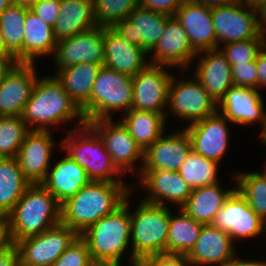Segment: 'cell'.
<instances>
[{"mask_svg":"<svg viewBox=\"0 0 266 266\" xmlns=\"http://www.w3.org/2000/svg\"><path fill=\"white\" fill-rule=\"evenodd\" d=\"M22 119L29 130L49 131L54 126L75 122L78 127L86 124L82 110L68 96L63 85L53 76L37 78ZM50 127V128H49Z\"/></svg>","mask_w":266,"mask_h":266,"instance_id":"obj_1","label":"cell"},{"mask_svg":"<svg viewBox=\"0 0 266 266\" xmlns=\"http://www.w3.org/2000/svg\"><path fill=\"white\" fill-rule=\"evenodd\" d=\"M132 189L127 183L91 181L61 204V223L81 235L120 207Z\"/></svg>","mask_w":266,"mask_h":266,"instance_id":"obj_2","label":"cell"},{"mask_svg":"<svg viewBox=\"0 0 266 266\" xmlns=\"http://www.w3.org/2000/svg\"><path fill=\"white\" fill-rule=\"evenodd\" d=\"M111 214L102 217L80 236L86 241L92 261L113 262L121 264L122 256L129 253V266H139L140 262L133 256L131 247L130 196Z\"/></svg>","mask_w":266,"mask_h":266,"instance_id":"obj_3","label":"cell"},{"mask_svg":"<svg viewBox=\"0 0 266 266\" xmlns=\"http://www.w3.org/2000/svg\"><path fill=\"white\" fill-rule=\"evenodd\" d=\"M12 245L61 223V204L42 185L31 184L6 217Z\"/></svg>","mask_w":266,"mask_h":266,"instance_id":"obj_4","label":"cell"},{"mask_svg":"<svg viewBox=\"0 0 266 266\" xmlns=\"http://www.w3.org/2000/svg\"><path fill=\"white\" fill-rule=\"evenodd\" d=\"M67 131L58 143L67 155L85 169L91 181L126 183L124 175L113 164L109 153L98 134L86 123Z\"/></svg>","mask_w":266,"mask_h":266,"instance_id":"obj_5","label":"cell"},{"mask_svg":"<svg viewBox=\"0 0 266 266\" xmlns=\"http://www.w3.org/2000/svg\"><path fill=\"white\" fill-rule=\"evenodd\" d=\"M171 208L143 200L130 211L131 249L141 263L146 257L166 252Z\"/></svg>","mask_w":266,"mask_h":266,"instance_id":"obj_6","label":"cell"},{"mask_svg":"<svg viewBox=\"0 0 266 266\" xmlns=\"http://www.w3.org/2000/svg\"><path fill=\"white\" fill-rule=\"evenodd\" d=\"M133 104L132 76L119 73L103 65L93 84L91 98L81 109L86 123L112 119L119 111L126 113Z\"/></svg>","mask_w":266,"mask_h":266,"instance_id":"obj_7","label":"cell"},{"mask_svg":"<svg viewBox=\"0 0 266 266\" xmlns=\"http://www.w3.org/2000/svg\"><path fill=\"white\" fill-rule=\"evenodd\" d=\"M217 48L247 39H265L264 17L244 1L212 7Z\"/></svg>","mask_w":266,"mask_h":266,"instance_id":"obj_8","label":"cell"},{"mask_svg":"<svg viewBox=\"0 0 266 266\" xmlns=\"http://www.w3.org/2000/svg\"><path fill=\"white\" fill-rule=\"evenodd\" d=\"M183 75L184 70L180 79L173 75L169 84L167 112L169 111L170 116L181 118V121H187L189 125L214 115L217 112V103L195 76L188 78Z\"/></svg>","mask_w":266,"mask_h":266,"instance_id":"obj_9","label":"cell"},{"mask_svg":"<svg viewBox=\"0 0 266 266\" xmlns=\"http://www.w3.org/2000/svg\"><path fill=\"white\" fill-rule=\"evenodd\" d=\"M112 120L99 119L87 124L98 134L113 164L125 177L128 173L138 172L139 175L144 161V151L119 119L114 122ZM137 161L141 164H137ZM136 164L139 165L138 168Z\"/></svg>","mask_w":266,"mask_h":266,"instance_id":"obj_10","label":"cell"},{"mask_svg":"<svg viewBox=\"0 0 266 266\" xmlns=\"http://www.w3.org/2000/svg\"><path fill=\"white\" fill-rule=\"evenodd\" d=\"M79 234L60 223L42 233L17 241L21 266H51Z\"/></svg>","mask_w":266,"mask_h":266,"instance_id":"obj_11","label":"cell"},{"mask_svg":"<svg viewBox=\"0 0 266 266\" xmlns=\"http://www.w3.org/2000/svg\"><path fill=\"white\" fill-rule=\"evenodd\" d=\"M211 225L228 233L234 243L238 239L240 241L242 238L263 235L266 228V222L252 210L246 198L237 188L225 199Z\"/></svg>","mask_w":266,"mask_h":266,"instance_id":"obj_12","label":"cell"},{"mask_svg":"<svg viewBox=\"0 0 266 266\" xmlns=\"http://www.w3.org/2000/svg\"><path fill=\"white\" fill-rule=\"evenodd\" d=\"M168 66L149 64L132 77L133 104L131 109L166 114L171 78Z\"/></svg>","mask_w":266,"mask_h":266,"instance_id":"obj_13","label":"cell"},{"mask_svg":"<svg viewBox=\"0 0 266 266\" xmlns=\"http://www.w3.org/2000/svg\"><path fill=\"white\" fill-rule=\"evenodd\" d=\"M148 54L151 55L150 64L168 66L171 70L179 68L180 72L184 70L186 73L197 55L188 40L187 32L175 16L166 21L158 43Z\"/></svg>","mask_w":266,"mask_h":266,"instance_id":"obj_14","label":"cell"},{"mask_svg":"<svg viewBox=\"0 0 266 266\" xmlns=\"http://www.w3.org/2000/svg\"><path fill=\"white\" fill-rule=\"evenodd\" d=\"M104 27L96 26L57 42L53 56L56 71L78 63L104 65Z\"/></svg>","mask_w":266,"mask_h":266,"instance_id":"obj_15","label":"cell"},{"mask_svg":"<svg viewBox=\"0 0 266 266\" xmlns=\"http://www.w3.org/2000/svg\"><path fill=\"white\" fill-rule=\"evenodd\" d=\"M229 124L232 123L222 114L216 112L205 119L185 125L192 150L220 164L229 145Z\"/></svg>","mask_w":266,"mask_h":266,"instance_id":"obj_16","label":"cell"},{"mask_svg":"<svg viewBox=\"0 0 266 266\" xmlns=\"http://www.w3.org/2000/svg\"><path fill=\"white\" fill-rule=\"evenodd\" d=\"M258 89L232 85L217 103V112L231 123L266 126V108Z\"/></svg>","mask_w":266,"mask_h":266,"instance_id":"obj_17","label":"cell"},{"mask_svg":"<svg viewBox=\"0 0 266 266\" xmlns=\"http://www.w3.org/2000/svg\"><path fill=\"white\" fill-rule=\"evenodd\" d=\"M53 134L52 130H30L19 148L16 158L23 175L31 184H41L54 162L51 161L56 148Z\"/></svg>","mask_w":266,"mask_h":266,"instance_id":"obj_18","label":"cell"},{"mask_svg":"<svg viewBox=\"0 0 266 266\" xmlns=\"http://www.w3.org/2000/svg\"><path fill=\"white\" fill-rule=\"evenodd\" d=\"M138 176L140 177L139 187L142 186L144 191L149 192L142 197V200L148 203L162 206L171 204L179 209L186 203L192 192L178 171L141 170Z\"/></svg>","mask_w":266,"mask_h":266,"instance_id":"obj_19","label":"cell"},{"mask_svg":"<svg viewBox=\"0 0 266 266\" xmlns=\"http://www.w3.org/2000/svg\"><path fill=\"white\" fill-rule=\"evenodd\" d=\"M171 16L137 6L126 19L112 28L129 42L149 53L158 43Z\"/></svg>","mask_w":266,"mask_h":266,"instance_id":"obj_20","label":"cell"},{"mask_svg":"<svg viewBox=\"0 0 266 266\" xmlns=\"http://www.w3.org/2000/svg\"><path fill=\"white\" fill-rule=\"evenodd\" d=\"M35 64L16 63L0 83V116H22L37 81Z\"/></svg>","mask_w":266,"mask_h":266,"instance_id":"obj_21","label":"cell"},{"mask_svg":"<svg viewBox=\"0 0 266 266\" xmlns=\"http://www.w3.org/2000/svg\"><path fill=\"white\" fill-rule=\"evenodd\" d=\"M174 16L187 32L188 40L196 53L217 49L212 7L185 0Z\"/></svg>","mask_w":266,"mask_h":266,"instance_id":"obj_22","label":"cell"},{"mask_svg":"<svg viewBox=\"0 0 266 266\" xmlns=\"http://www.w3.org/2000/svg\"><path fill=\"white\" fill-rule=\"evenodd\" d=\"M104 65L119 73L134 76L149 64V54L129 42L112 27H104Z\"/></svg>","mask_w":266,"mask_h":266,"instance_id":"obj_23","label":"cell"},{"mask_svg":"<svg viewBox=\"0 0 266 266\" xmlns=\"http://www.w3.org/2000/svg\"><path fill=\"white\" fill-rule=\"evenodd\" d=\"M192 150L191 140L185 129L164 134L144 151L141 170L178 171Z\"/></svg>","mask_w":266,"mask_h":266,"instance_id":"obj_24","label":"cell"},{"mask_svg":"<svg viewBox=\"0 0 266 266\" xmlns=\"http://www.w3.org/2000/svg\"><path fill=\"white\" fill-rule=\"evenodd\" d=\"M194 76L218 103L233 85L231 64L219 48L197 53Z\"/></svg>","mask_w":266,"mask_h":266,"instance_id":"obj_25","label":"cell"},{"mask_svg":"<svg viewBox=\"0 0 266 266\" xmlns=\"http://www.w3.org/2000/svg\"><path fill=\"white\" fill-rule=\"evenodd\" d=\"M235 248L228 233L207 224L188 257L194 266H224L237 253Z\"/></svg>","mask_w":266,"mask_h":266,"instance_id":"obj_26","label":"cell"},{"mask_svg":"<svg viewBox=\"0 0 266 266\" xmlns=\"http://www.w3.org/2000/svg\"><path fill=\"white\" fill-rule=\"evenodd\" d=\"M45 180L41 183L60 203L76 195L91 182L85 169L67 154L59 161L52 162Z\"/></svg>","mask_w":266,"mask_h":266,"instance_id":"obj_27","label":"cell"},{"mask_svg":"<svg viewBox=\"0 0 266 266\" xmlns=\"http://www.w3.org/2000/svg\"><path fill=\"white\" fill-rule=\"evenodd\" d=\"M96 26L93 0H61L59 17L53 26L57 41Z\"/></svg>","mask_w":266,"mask_h":266,"instance_id":"obj_28","label":"cell"},{"mask_svg":"<svg viewBox=\"0 0 266 266\" xmlns=\"http://www.w3.org/2000/svg\"><path fill=\"white\" fill-rule=\"evenodd\" d=\"M24 28L23 63L36 64V58L54 56L58 41L53 27L28 10Z\"/></svg>","mask_w":266,"mask_h":266,"instance_id":"obj_29","label":"cell"},{"mask_svg":"<svg viewBox=\"0 0 266 266\" xmlns=\"http://www.w3.org/2000/svg\"><path fill=\"white\" fill-rule=\"evenodd\" d=\"M103 65L78 63L54 72L68 96L82 109L90 100L93 84Z\"/></svg>","mask_w":266,"mask_h":266,"instance_id":"obj_30","label":"cell"},{"mask_svg":"<svg viewBox=\"0 0 266 266\" xmlns=\"http://www.w3.org/2000/svg\"><path fill=\"white\" fill-rule=\"evenodd\" d=\"M220 182L192 190L186 203L181 207L195 221L211 224L214 216L222 208L225 199L236 188L222 189Z\"/></svg>","mask_w":266,"mask_h":266,"instance_id":"obj_31","label":"cell"},{"mask_svg":"<svg viewBox=\"0 0 266 266\" xmlns=\"http://www.w3.org/2000/svg\"><path fill=\"white\" fill-rule=\"evenodd\" d=\"M121 116L120 121L143 151L165 134L166 114L130 109Z\"/></svg>","mask_w":266,"mask_h":266,"instance_id":"obj_32","label":"cell"},{"mask_svg":"<svg viewBox=\"0 0 266 266\" xmlns=\"http://www.w3.org/2000/svg\"><path fill=\"white\" fill-rule=\"evenodd\" d=\"M31 183L17 158H0V216L6 218Z\"/></svg>","mask_w":266,"mask_h":266,"instance_id":"obj_33","label":"cell"},{"mask_svg":"<svg viewBox=\"0 0 266 266\" xmlns=\"http://www.w3.org/2000/svg\"><path fill=\"white\" fill-rule=\"evenodd\" d=\"M179 215L172 213L169 220L167 253L189 254L195 247L204 224L195 221L179 208Z\"/></svg>","mask_w":266,"mask_h":266,"instance_id":"obj_34","label":"cell"},{"mask_svg":"<svg viewBox=\"0 0 266 266\" xmlns=\"http://www.w3.org/2000/svg\"><path fill=\"white\" fill-rule=\"evenodd\" d=\"M27 11L28 9L10 5L0 14L5 50L17 63H23V39Z\"/></svg>","mask_w":266,"mask_h":266,"instance_id":"obj_35","label":"cell"},{"mask_svg":"<svg viewBox=\"0 0 266 266\" xmlns=\"http://www.w3.org/2000/svg\"><path fill=\"white\" fill-rule=\"evenodd\" d=\"M219 165L218 162L191 150L178 172L190 189L194 190L220 182L218 180Z\"/></svg>","mask_w":266,"mask_h":266,"instance_id":"obj_36","label":"cell"},{"mask_svg":"<svg viewBox=\"0 0 266 266\" xmlns=\"http://www.w3.org/2000/svg\"><path fill=\"white\" fill-rule=\"evenodd\" d=\"M252 210L266 222V178L259 172H235L231 178Z\"/></svg>","mask_w":266,"mask_h":266,"instance_id":"obj_37","label":"cell"},{"mask_svg":"<svg viewBox=\"0 0 266 266\" xmlns=\"http://www.w3.org/2000/svg\"><path fill=\"white\" fill-rule=\"evenodd\" d=\"M22 116H0V158H15L29 132Z\"/></svg>","mask_w":266,"mask_h":266,"instance_id":"obj_38","label":"cell"},{"mask_svg":"<svg viewBox=\"0 0 266 266\" xmlns=\"http://www.w3.org/2000/svg\"><path fill=\"white\" fill-rule=\"evenodd\" d=\"M140 5V0H93L94 17L99 26L112 27Z\"/></svg>","mask_w":266,"mask_h":266,"instance_id":"obj_39","label":"cell"},{"mask_svg":"<svg viewBox=\"0 0 266 266\" xmlns=\"http://www.w3.org/2000/svg\"><path fill=\"white\" fill-rule=\"evenodd\" d=\"M265 39H247L221 45L219 49L231 64L246 63L256 60L259 51L264 47Z\"/></svg>","mask_w":266,"mask_h":266,"instance_id":"obj_40","label":"cell"},{"mask_svg":"<svg viewBox=\"0 0 266 266\" xmlns=\"http://www.w3.org/2000/svg\"><path fill=\"white\" fill-rule=\"evenodd\" d=\"M91 261L88 245L79 235L51 266H87Z\"/></svg>","mask_w":266,"mask_h":266,"instance_id":"obj_41","label":"cell"},{"mask_svg":"<svg viewBox=\"0 0 266 266\" xmlns=\"http://www.w3.org/2000/svg\"><path fill=\"white\" fill-rule=\"evenodd\" d=\"M231 68L234 85L258 89L256 60L233 64Z\"/></svg>","mask_w":266,"mask_h":266,"instance_id":"obj_42","label":"cell"},{"mask_svg":"<svg viewBox=\"0 0 266 266\" xmlns=\"http://www.w3.org/2000/svg\"><path fill=\"white\" fill-rule=\"evenodd\" d=\"M139 266H194L187 254L167 253L146 257Z\"/></svg>","mask_w":266,"mask_h":266,"instance_id":"obj_43","label":"cell"},{"mask_svg":"<svg viewBox=\"0 0 266 266\" xmlns=\"http://www.w3.org/2000/svg\"><path fill=\"white\" fill-rule=\"evenodd\" d=\"M60 3L61 0H38L30 11L53 27L59 17Z\"/></svg>","mask_w":266,"mask_h":266,"instance_id":"obj_44","label":"cell"},{"mask_svg":"<svg viewBox=\"0 0 266 266\" xmlns=\"http://www.w3.org/2000/svg\"><path fill=\"white\" fill-rule=\"evenodd\" d=\"M185 0H140V5L145 9L174 16Z\"/></svg>","mask_w":266,"mask_h":266,"instance_id":"obj_45","label":"cell"},{"mask_svg":"<svg viewBox=\"0 0 266 266\" xmlns=\"http://www.w3.org/2000/svg\"><path fill=\"white\" fill-rule=\"evenodd\" d=\"M0 266H21L18 249L14 245L0 253Z\"/></svg>","mask_w":266,"mask_h":266,"instance_id":"obj_46","label":"cell"},{"mask_svg":"<svg viewBox=\"0 0 266 266\" xmlns=\"http://www.w3.org/2000/svg\"><path fill=\"white\" fill-rule=\"evenodd\" d=\"M257 74H258V90L263 87L266 89V47L264 46L256 57Z\"/></svg>","mask_w":266,"mask_h":266,"instance_id":"obj_47","label":"cell"},{"mask_svg":"<svg viewBox=\"0 0 266 266\" xmlns=\"http://www.w3.org/2000/svg\"><path fill=\"white\" fill-rule=\"evenodd\" d=\"M242 259L237 253L224 266H266V260Z\"/></svg>","mask_w":266,"mask_h":266,"instance_id":"obj_48","label":"cell"},{"mask_svg":"<svg viewBox=\"0 0 266 266\" xmlns=\"http://www.w3.org/2000/svg\"><path fill=\"white\" fill-rule=\"evenodd\" d=\"M16 63L11 55H0V83Z\"/></svg>","mask_w":266,"mask_h":266,"instance_id":"obj_49","label":"cell"},{"mask_svg":"<svg viewBox=\"0 0 266 266\" xmlns=\"http://www.w3.org/2000/svg\"><path fill=\"white\" fill-rule=\"evenodd\" d=\"M10 245L6 218L0 216V253Z\"/></svg>","mask_w":266,"mask_h":266,"instance_id":"obj_50","label":"cell"},{"mask_svg":"<svg viewBox=\"0 0 266 266\" xmlns=\"http://www.w3.org/2000/svg\"><path fill=\"white\" fill-rule=\"evenodd\" d=\"M244 2L263 17L266 15V0H244Z\"/></svg>","mask_w":266,"mask_h":266,"instance_id":"obj_51","label":"cell"},{"mask_svg":"<svg viewBox=\"0 0 266 266\" xmlns=\"http://www.w3.org/2000/svg\"><path fill=\"white\" fill-rule=\"evenodd\" d=\"M197 3L203 4L208 7H216L222 5H228L232 3H237L244 0H193Z\"/></svg>","mask_w":266,"mask_h":266,"instance_id":"obj_52","label":"cell"},{"mask_svg":"<svg viewBox=\"0 0 266 266\" xmlns=\"http://www.w3.org/2000/svg\"><path fill=\"white\" fill-rule=\"evenodd\" d=\"M11 5L30 10L38 0H10Z\"/></svg>","mask_w":266,"mask_h":266,"instance_id":"obj_53","label":"cell"},{"mask_svg":"<svg viewBox=\"0 0 266 266\" xmlns=\"http://www.w3.org/2000/svg\"><path fill=\"white\" fill-rule=\"evenodd\" d=\"M87 266H119L113 262L91 261Z\"/></svg>","mask_w":266,"mask_h":266,"instance_id":"obj_54","label":"cell"},{"mask_svg":"<svg viewBox=\"0 0 266 266\" xmlns=\"http://www.w3.org/2000/svg\"><path fill=\"white\" fill-rule=\"evenodd\" d=\"M0 55H10V54L5 50L4 39H3V33H2V29H1V27H0Z\"/></svg>","mask_w":266,"mask_h":266,"instance_id":"obj_55","label":"cell"},{"mask_svg":"<svg viewBox=\"0 0 266 266\" xmlns=\"http://www.w3.org/2000/svg\"><path fill=\"white\" fill-rule=\"evenodd\" d=\"M10 5V0H0V14L3 13Z\"/></svg>","mask_w":266,"mask_h":266,"instance_id":"obj_56","label":"cell"},{"mask_svg":"<svg viewBox=\"0 0 266 266\" xmlns=\"http://www.w3.org/2000/svg\"><path fill=\"white\" fill-rule=\"evenodd\" d=\"M260 132V137L259 139H261L262 143L266 145V126L264 128H261Z\"/></svg>","mask_w":266,"mask_h":266,"instance_id":"obj_57","label":"cell"},{"mask_svg":"<svg viewBox=\"0 0 266 266\" xmlns=\"http://www.w3.org/2000/svg\"><path fill=\"white\" fill-rule=\"evenodd\" d=\"M260 174H262L265 178H266V163H265V166H264V171L263 172H260Z\"/></svg>","mask_w":266,"mask_h":266,"instance_id":"obj_58","label":"cell"},{"mask_svg":"<svg viewBox=\"0 0 266 266\" xmlns=\"http://www.w3.org/2000/svg\"><path fill=\"white\" fill-rule=\"evenodd\" d=\"M264 46L266 47V37H265V40H264Z\"/></svg>","mask_w":266,"mask_h":266,"instance_id":"obj_59","label":"cell"}]
</instances>
